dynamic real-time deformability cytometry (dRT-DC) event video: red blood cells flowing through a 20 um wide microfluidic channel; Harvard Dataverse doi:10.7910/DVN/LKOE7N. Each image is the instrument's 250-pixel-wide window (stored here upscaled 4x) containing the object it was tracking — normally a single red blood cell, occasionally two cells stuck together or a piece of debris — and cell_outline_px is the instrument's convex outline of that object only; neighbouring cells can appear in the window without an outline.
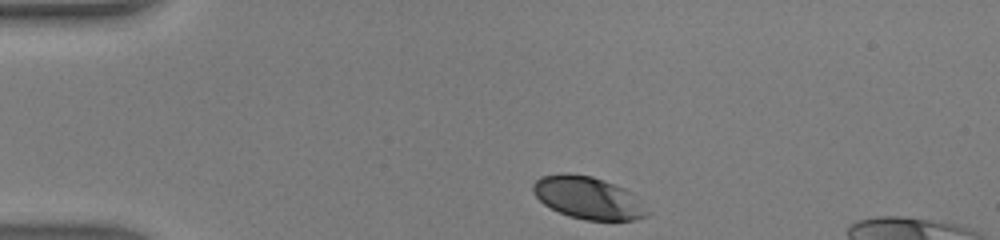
{"species": "human", "species_latin": "Homo sapiens", "temperature_condition": "warm", "stored_images_in_passage": 31, "camera_frame_rate_fps": 3000, "um_per_image_px": 0.085, "donor": {"sex": "male"}, "frame": {"image": 1, "passage_image": 1, "time_ms": 0.0, "image_size_px": [1000, 240], "cell_outline_px": [[652, 212], [648, 216], [636, 220], [588, 220], [568, 216], [544, 204], [532, 192], [532, 184], [540, 176], [564, 172], [592, 176], [604, 180], [624, 188]], "centroid_in_image_um": [49.98, 16.81], "position_along_channel_um": 35.0, "area_um2": 28.21}}
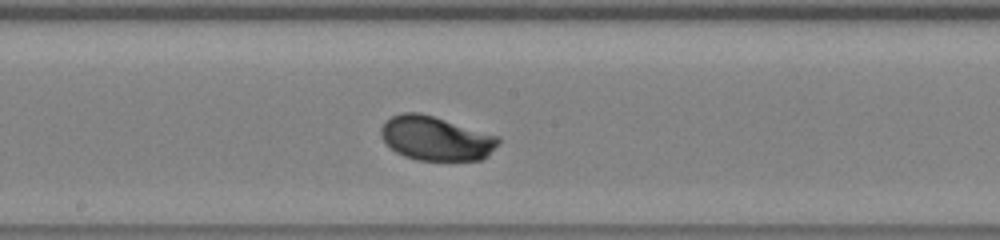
{"frame": {"image": 2, "passage_image": 17, "time_ms": 5.333, "image_size_px": [1000, 240], "cell_outline_px": [[500, 144], [488, 156], [480, 160], [416, 160], [404, 156], [396, 152], [380, 136], [380, 128], [392, 116], [404, 112], [420, 112], [500, 136]], "centroid_in_image_um": [37.09, 11.76], "position_along_channel_um": 211.1, "area_um2": 30.29}}
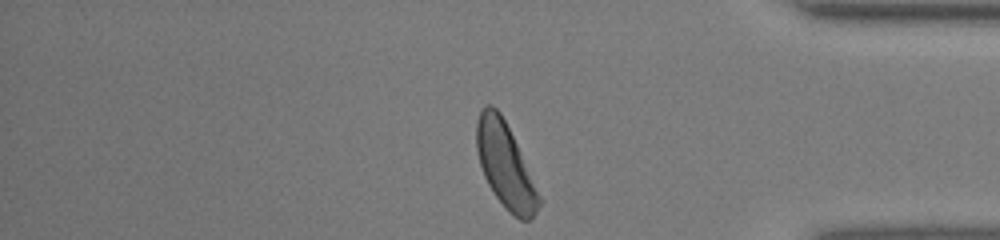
{"frame": {"image": 3, "passage_image": 31, "time_ms": 10.0, "image_size_px": [1000, 240], "cell_outline_px": [[544, 200], [536, 212], [528, 220], [520, 220], [496, 196], [488, 184], [484, 176], [480, 164], [476, 148], [476, 120], [480, 112], [488, 104], [492, 104], [500, 112]], "centroid_in_image_um": [42.96, 14.05], "position_along_channel_um": 392.2, "area_um2": 30.35}, "authors_computed_cell_mechanics": {"area_um2": 29.5358, "velocity_mm_per_s": 4.3275, "shape_relaxation_time_tau1_ms": 1.5456, "shape_relaxation_time_tau2_ms": null, "deformation_change_tau1": 0.1096, "deformation_change_tau2": null}}